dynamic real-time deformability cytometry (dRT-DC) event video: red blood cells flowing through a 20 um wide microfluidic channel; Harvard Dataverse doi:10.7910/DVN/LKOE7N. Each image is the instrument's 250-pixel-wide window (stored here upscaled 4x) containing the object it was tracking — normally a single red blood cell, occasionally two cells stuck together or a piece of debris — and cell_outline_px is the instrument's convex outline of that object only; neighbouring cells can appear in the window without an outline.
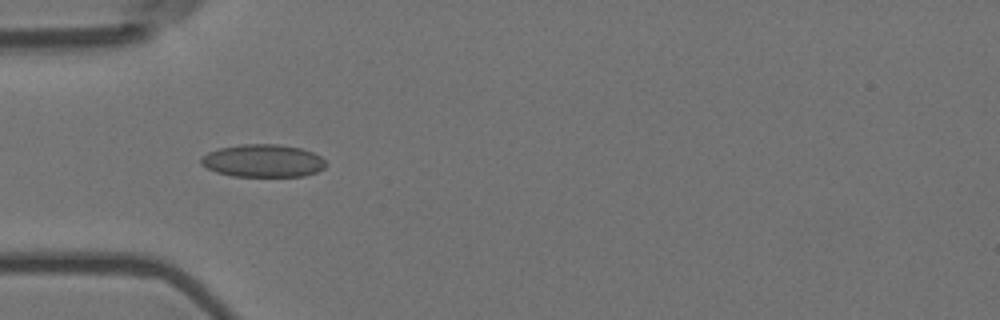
{"species": "Egyptian fruit bat (a non-hibernating species)", "species_latin": "Rousettus aegyptiacus", "temperature_condition": "room temperature", "stored_images_in_passage": 5, "camera_frame_rate_fps": 3000, "um_per_image_px": 0.085, "animal": {"sex": "female"}, "frame": {"image": 1, "passage_image": 5, "time_ms": 1.333, "image_size_px": [1000, 320], "cell_outline_px": [[328, 164], [324, 168], [316, 172], [304, 176], [232, 176], [216, 172], [200, 164], [200, 156], [208, 152], [220, 148], [240, 144], [276, 144], [300, 148], [312, 152], [320, 156]], "centroid_in_image_um": [22.34, 13.67], "position_along_channel_um": 62.7, "area_um2": 23.87}}